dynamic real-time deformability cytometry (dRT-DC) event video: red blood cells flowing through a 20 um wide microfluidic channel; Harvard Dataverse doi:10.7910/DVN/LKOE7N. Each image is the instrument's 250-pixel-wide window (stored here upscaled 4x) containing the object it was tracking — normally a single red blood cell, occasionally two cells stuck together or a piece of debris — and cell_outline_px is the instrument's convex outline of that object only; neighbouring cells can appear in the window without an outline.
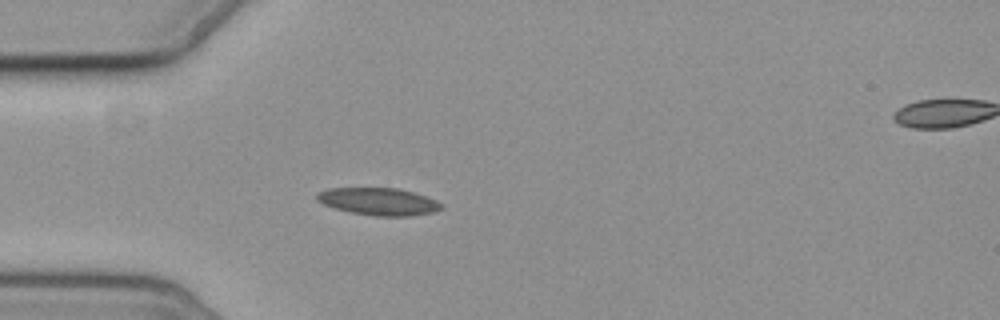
{"species": "common noctule bat (a hibernating species)", "species_latin": "Nyctalus noctula", "temperature_condition": "cold", "stored_images_in_passage": 5, "camera_frame_rate_fps": 3000, "um_per_image_px": 0.085, "animal": {"sex": "female", "body_mass_g": 19.3, "forearm_length_mm": 54.1}, "frame": {"image": 1, "passage_image": 3, "time_ms": 3.0, "image_size_px": [1000, 320], "cell_outline_px": [[444, 208], [432, 212], [412, 216], [376, 216], [352, 212], [336, 208], [324, 204], [316, 200], [316, 192], [328, 188], [400, 188], [436, 200], [444, 204]], "centroid_in_image_um": [32.19, 17.12], "position_along_channel_um": 52.8, "area_um2": 19.83}}